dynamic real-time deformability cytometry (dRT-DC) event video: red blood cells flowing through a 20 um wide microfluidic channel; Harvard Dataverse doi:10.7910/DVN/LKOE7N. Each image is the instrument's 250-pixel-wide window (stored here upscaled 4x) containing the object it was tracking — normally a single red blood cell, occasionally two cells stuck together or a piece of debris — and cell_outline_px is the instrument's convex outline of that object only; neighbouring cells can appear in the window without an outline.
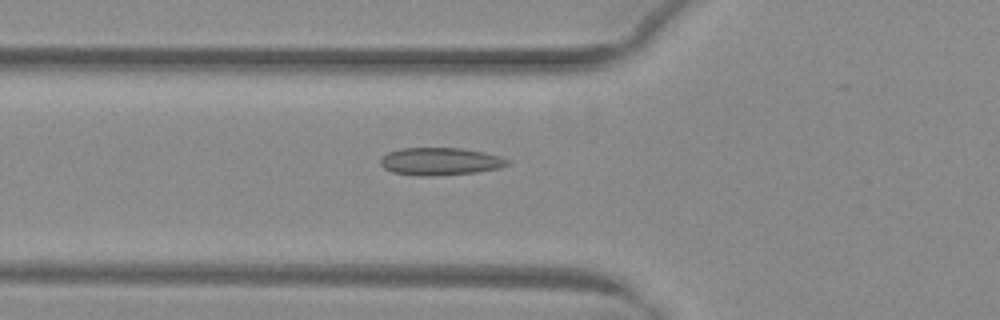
{"species": "common noctule bat (a hibernating species)", "species_latin": "Nyctalus noctula", "temperature_condition": "warm", "stored_images_in_passage": 46, "camera_frame_rate_fps": 3000, "um_per_image_px": 0.085, "animal": {"sex": "female", "body_mass_g": 29.2, "forearm_length_mm": 56.3}, "frame": {"image": 1, "passage_image": 13, "time_ms": 4.0, "image_size_px": [1000, 320], "cell_outline_px": [[508, 164], [500, 168], [476, 172], [432, 176], [416, 176], [392, 172], [384, 168], [380, 164], [380, 160], [388, 152], [400, 148], [460, 148], [484, 152], [500, 156], [508, 160]], "centroid_in_image_um": [37.39, 13.72], "position_along_channel_um": 88.4, "area_um2": 20.4}}
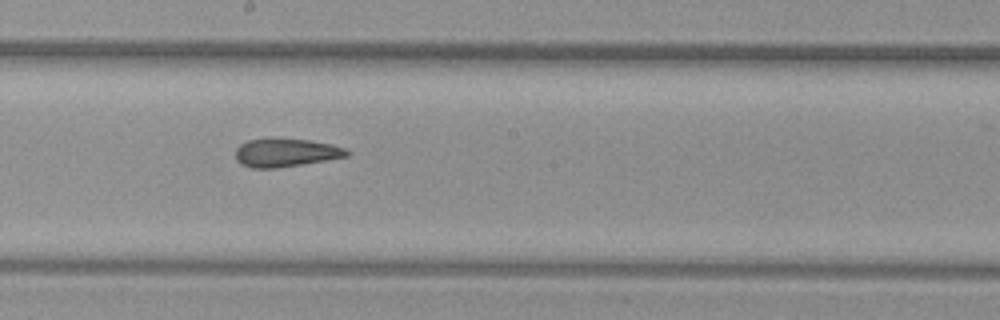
{"frame": {"image": 2, "passage_image": 23, "time_ms": 7.333, "image_size_px": [1000, 320], "cell_outline_px": [[352, 152], [348, 156], [276, 168], [252, 168], [240, 164], [236, 160], [236, 148], [240, 144], [248, 140], [272, 136], [276, 136], [308, 140], [332, 144], [344, 148]], "centroid_in_image_um": [24.25, 12.94], "position_along_channel_um": 223.9, "area_um2": 18.79}}
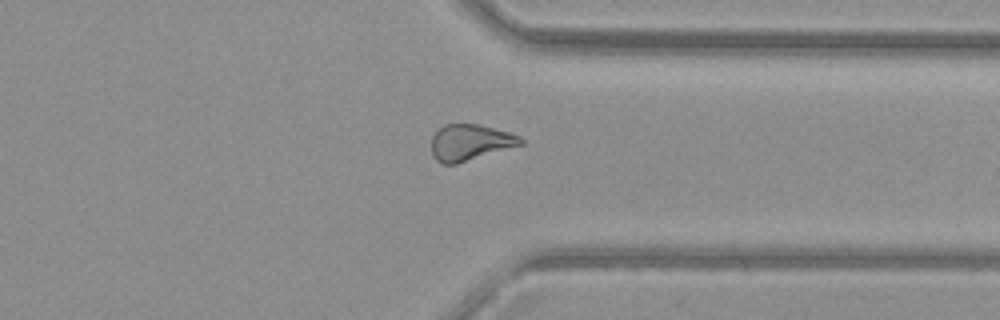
{"frame": {"image": 3, "passage_image": 34, "time_ms": 11.0, "image_size_px": [1000, 320], "cell_outline_px": [[524, 144], [456, 164], [444, 164], [436, 160], [432, 156], [432, 136], [444, 124], [480, 124], [508, 132], [520, 136], [524, 140]], "centroid_in_image_um": [39.97, 12.1], "position_along_channel_um": 371.4, "area_um2": 18.79}, "authors_computed_cell_mechanics": {"area_um2": 19.363, "velocity_mm_per_s": 4.0509, "shape_relaxation_time_tau1_ms": null, "shape_relaxation_time_tau2_ms": 2.776, "deformation_change_tau1": null, "deformation_change_tau2": 0.1016}}